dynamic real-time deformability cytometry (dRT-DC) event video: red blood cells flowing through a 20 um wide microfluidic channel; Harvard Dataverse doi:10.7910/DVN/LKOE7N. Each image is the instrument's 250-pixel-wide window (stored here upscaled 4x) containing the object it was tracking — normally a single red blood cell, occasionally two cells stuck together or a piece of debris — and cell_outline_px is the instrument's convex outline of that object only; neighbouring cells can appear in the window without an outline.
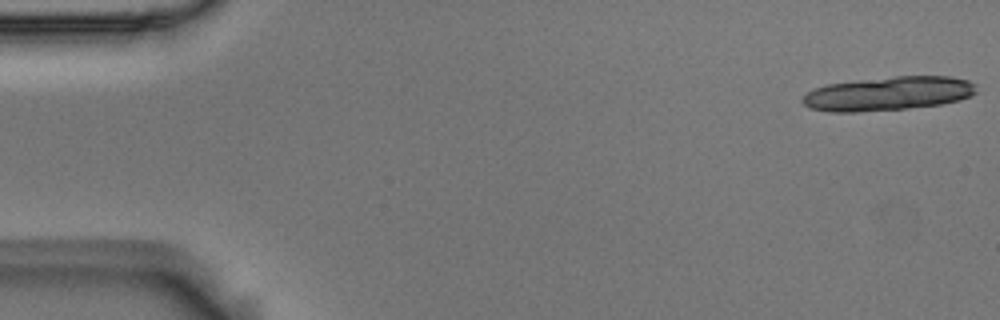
{"species": "Egyptian fruit bat (a non-hibernating species)", "species_latin": "Rousettus aegyptiacus", "temperature_condition": "room temperature", "stored_images_in_passage": 20, "camera_frame_rate_fps": 3000, "um_per_image_px": 0.085, "animal": {"sex": "male"}, "frame": {"image": 1, "passage_image": 1, "time_ms": 0.0, "image_size_px": [1000, 320], "cell_outline_px": [[976, 92], [960, 100], [940, 104], [908, 108], [856, 112], [828, 112], [808, 108], [800, 100], [808, 92], [816, 88], [828, 84], [860, 80], [896, 76], [952, 76], [968, 80], [976, 84]], "centroid_in_image_um": [75.5, 7.96], "position_along_channel_um": 9.5, "area_um2": 34.28}}
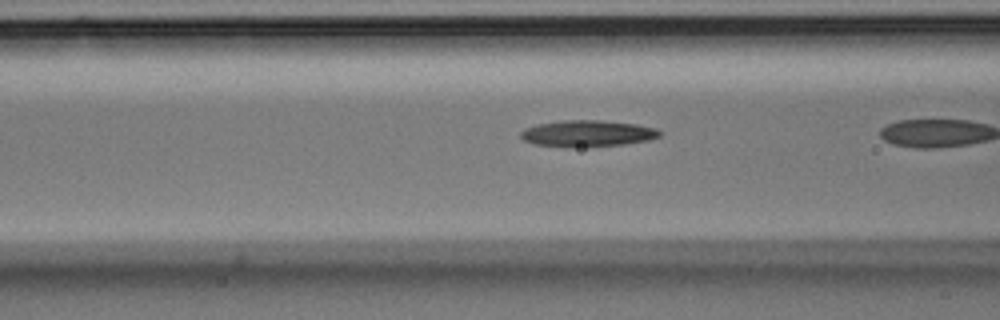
{"frame": {"image": 2, "passage_image": 19, "time_ms": 6.0, "image_size_px": [1000, 320], "cell_outline_px": [[660, 136], [648, 140], [624, 144], [568, 148], [536, 144], [524, 140], [520, 136], [520, 132], [524, 128], [536, 124], [564, 120], [600, 120], [636, 124], [656, 128], [660, 132]], "centroid_in_image_um": [49.9, 11.34], "position_along_channel_um": 116.7, "area_um2": 21.44}}